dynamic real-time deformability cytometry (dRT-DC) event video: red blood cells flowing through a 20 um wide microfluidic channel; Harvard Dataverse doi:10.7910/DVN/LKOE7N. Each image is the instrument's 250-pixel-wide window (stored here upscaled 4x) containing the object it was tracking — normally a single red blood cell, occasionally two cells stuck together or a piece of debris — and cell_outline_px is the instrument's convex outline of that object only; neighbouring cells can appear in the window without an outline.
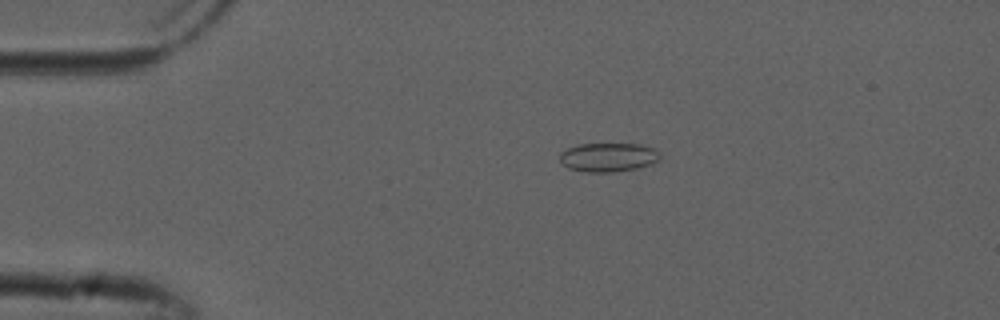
{"species": "common noctule bat (a hibernating species)", "species_latin": "Nyctalus noctula", "temperature_condition": "cold", "stored_images_in_passage": 53, "camera_frame_rate_fps": 3000, "um_per_image_px": 0.085, "animal": {"sex": "male", "forearm_length_mm": 52.5}, "frame": {"image": 1, "passage_image": 11, "time_ms": 3.333, "image_size_px": [1000, 320], "cell_outline_px": [[660, 160], [652, 164], [636, 168], [612, 172], [584, 172], [568, 168], [560, 160], [560, 152], [568, 148], [580, 144], [640, 144], [652, 148], [660, 152]], "centroid_in_image_um": [51.71, 13.37], "position_along_channel_um": 33.3, "area_um2": 16.88}}
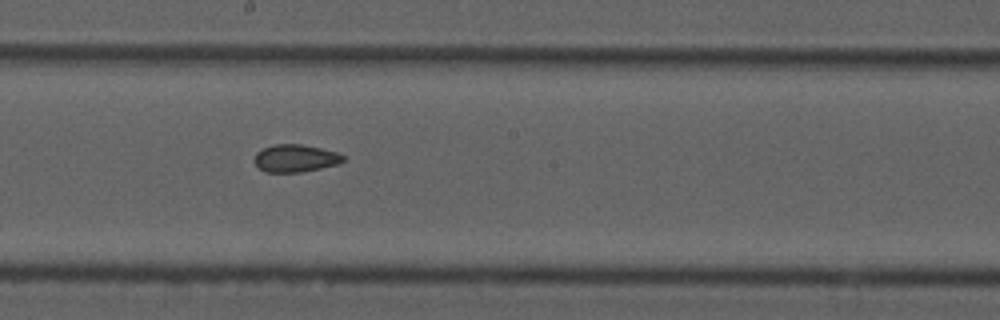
{"frame": {"image": 2, "passage_image": 29, "time_ms": 9.333, "image_size_px": [1000, 320], "cell_outline_px": [[344, 160], [336, 164], [320, 168], [300, 172], [264, 172], [252, 160], [256, 152], [264, 148], [276, 144], [300, 144], [320, 148], [336, 152], [344, 156]], "centroid_in_image_um": [25.06, 13.45], "position_along_channel_um": 223.1, "area_um2": 14.1}}
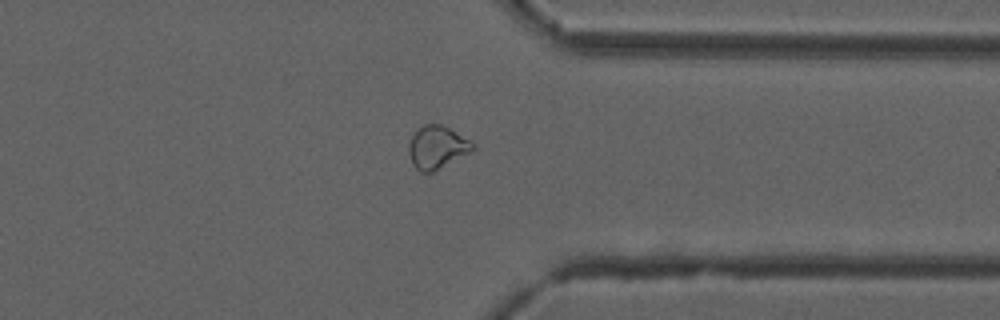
{"frame": {"image": 3, "passage_image": 41, "time_ms": 13.333, "image_size_px": [1000, 320], "cell_outline_px": [[476, 148], [432, 172], [420, 172], [412, 164], [408, 152], [408, 144], [412, 136], [424, 124], [440, 124], [472, 140]], "centroid_in_image_um": [37.14, 12.51], "position_along_channel_um": 374.3, "area_um2": 15.72}, "authors_computed_cell_mechanics": {"area_um2": 16.184, "velocity_mm_per_s": 3.8681, "shape_relaxation_time_tau1_ms": null, "shape_relaxation_time_tau2_ms": 2.1816, "deformation_change_tau1": null, "deformation_change_tau2": 0.0717}}